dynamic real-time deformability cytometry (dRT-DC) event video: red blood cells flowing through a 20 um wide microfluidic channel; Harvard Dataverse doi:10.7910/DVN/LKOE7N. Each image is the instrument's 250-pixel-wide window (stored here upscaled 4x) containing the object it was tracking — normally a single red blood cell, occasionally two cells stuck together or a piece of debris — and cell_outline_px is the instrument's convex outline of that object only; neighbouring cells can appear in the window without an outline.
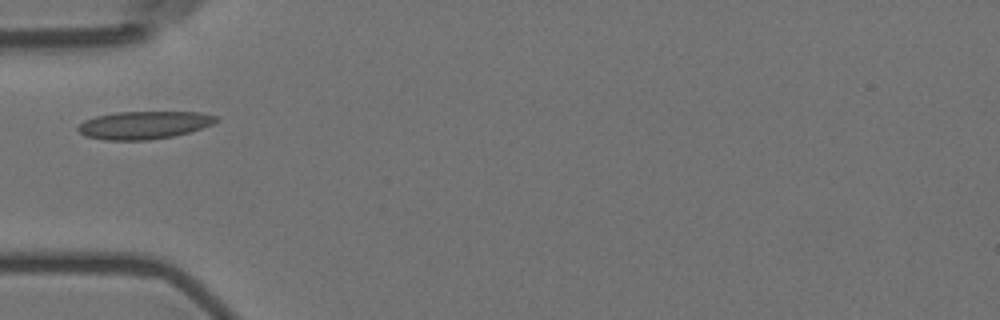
{"species": "Egyptian fruit bat (a non-hibernating species)", "species_latin": "Rousettus aegyptiacus", "temperature_condition": "room temperature", "stored_images_in_passage": 1, "camera_frame_rate_fps": 3000, "um_per_image_px": 0.085, "animal": {"sex": "female"}, "frame": {"image": 1, "passage_image": 1, "time_ms": 0.0, "image_size_px": [1000, 320], "cell_outline_px": [[220, 120], [212, 124], [188, 132], [172, 136], [148, 140], [104, 140], [84, 136], [76, 128], [84, 120], [96, 116], [116, 112], [200, 112], [220, 116]], "centroid_in_image_um": [12.24, 10.62], "position_along_channel_um": 72.8, "area_um2": 22.43}}